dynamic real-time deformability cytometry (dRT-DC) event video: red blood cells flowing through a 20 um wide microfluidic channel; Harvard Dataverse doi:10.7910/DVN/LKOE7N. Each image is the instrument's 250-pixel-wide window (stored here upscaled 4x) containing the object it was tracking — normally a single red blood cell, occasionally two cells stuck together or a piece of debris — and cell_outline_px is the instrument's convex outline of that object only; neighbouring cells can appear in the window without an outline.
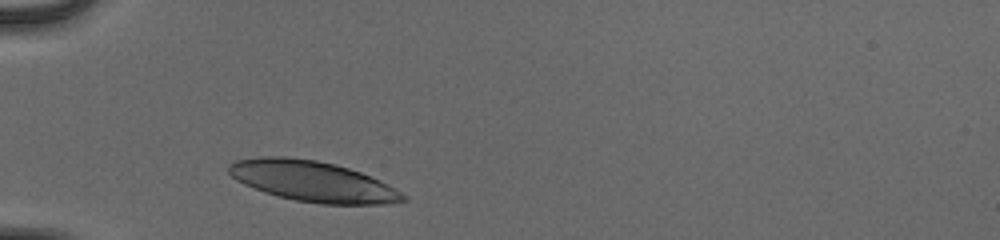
{"species": "human", "species_latin": "Homo sapiens", "temperature_condition": "cold", "stored_images_in_passage": 28, "camera_frame_rate_fps": 3000, "um_per_image_px": 0.085, "donor": {"sex": "male"}, "frame": {"image": 1, "passage_image": 1, "time_ms": 0.0, "image_size_px": [1000, 240], "cell_outline_px": [[408, 200], [384, 204], [320, 204], [296, 200], [264, 192], [244, 184], [236, 180], [228, 172], [228, 164], [236, 160], [260, 156], [284, 156], [316, 160], [348, 168], [360, 172], [408, 196]], "centroid_in_image_um": [26.51, 15.4], "position_along_channel_um": 58.5, "area_um2": 40.75}}
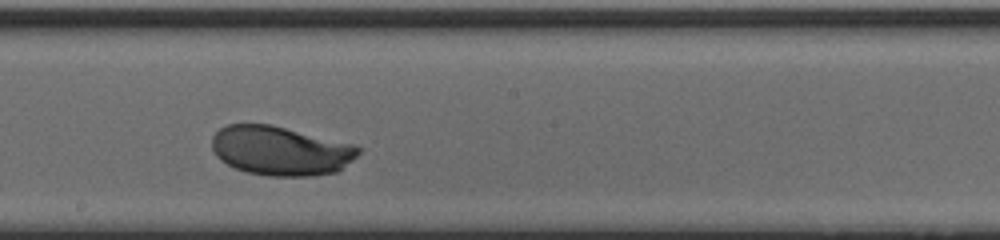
{"frame": {"image": 2, "passage_image": 15, "time_ms": 4.667, "image_size_px": [1000, 240], "cell_outline_px": [[360, 152], [352, 160], [336, 172], [312, 176], [268, 176], [248, 172], [236, 168], [220, 160], [216, 156], [212, 148], [212, 136], [220, 128], [228, 124], [272, 124], [352, 144], [360, 148]], "centroid_in_image_um": [23.82, 12.81], "position_along_channel_um": 224.4, "area_um2": 41.91}}
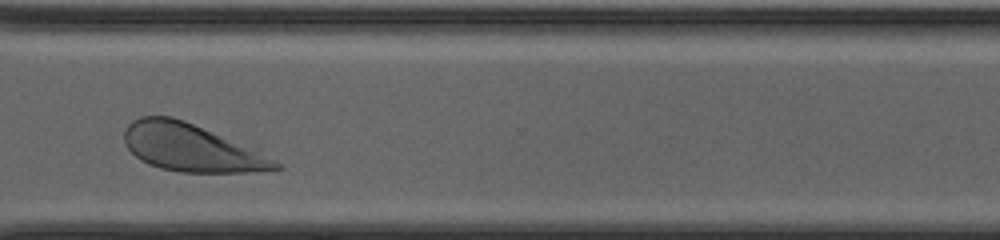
{"frame": {"image": 3, "passage_image": 25, "time_ms": 8.0, "image_size_px": [1000, 240], "cell_outline_px": [[280, 168], [244, 172], [180, 172], [160, 168], [148, 164], [140, 160], [124, 144], [124, 128], [132, 120], [140, 116], [172, 116], [184, 120], [260, 148], [276, 160], [280, 164]], "centroid_in_image_um": [16.29, 12.53], "position_along_channel_um": 354.3, "area_um2": 42.54}, "authors_computed_cell_mechanics": {"area_um2": 41.9917, "velocity_mm_per_s": 3.8765, "shape_relaxation_time_tau1_ms": 1.498, "shape_relaxation_time_tau2_ms": null, "deformation_change_tau1": 0.1186, "deformation_change_tau2": null}}